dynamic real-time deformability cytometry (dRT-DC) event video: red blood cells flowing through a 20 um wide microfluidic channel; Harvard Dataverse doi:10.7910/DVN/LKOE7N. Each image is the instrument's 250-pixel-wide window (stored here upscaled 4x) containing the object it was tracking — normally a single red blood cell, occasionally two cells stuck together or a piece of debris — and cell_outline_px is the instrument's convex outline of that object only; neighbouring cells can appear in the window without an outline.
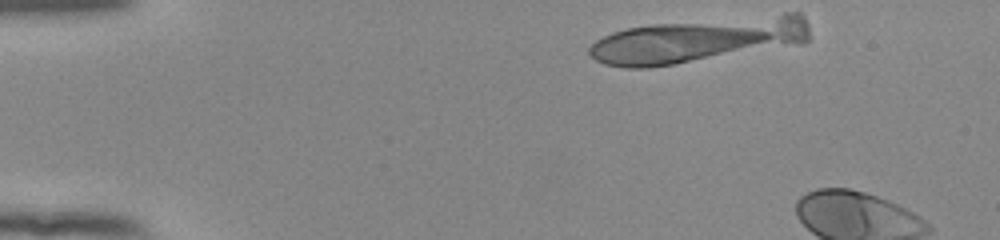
{"species": "human", "species_latin": "Homo sapiens", "temperature_condition": "room temperature", "stored_images_in_passage": 6, "camera_frame_rate_fps": 3000, "um_per_image_px": 0.085, "donor": {"sex": "female"}, "frame": {"image": 1, "passage_image": 1, "time_ms": 0.0, "image_size_px": [1000, 240], "cell_outline_px": [[808, 40], [804, 44], [676, 64], [648, 68], [624, 68], [604, 64], [596, 60], [588, 52], [588, 48], [596, 40], [612, 32], [628, 28], [652, 24], [784, 12], [800, 12], [804, 16], [808, 24]], "centroid_in_image_um": [59.43, 3.39], "position_along_channel_um": 25.6, "area_um2": 58.44}}